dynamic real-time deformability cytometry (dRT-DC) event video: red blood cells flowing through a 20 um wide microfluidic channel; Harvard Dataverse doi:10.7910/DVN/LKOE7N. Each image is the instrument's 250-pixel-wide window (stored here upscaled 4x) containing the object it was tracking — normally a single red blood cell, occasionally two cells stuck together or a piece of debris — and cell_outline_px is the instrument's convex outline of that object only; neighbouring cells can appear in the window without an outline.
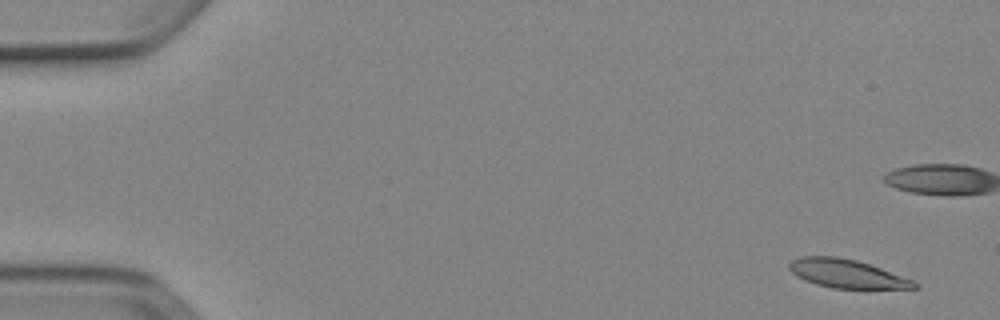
{"species": "Egyptian fruit bat (a non-hibernating species)", "species_latin": "Rousettus aegyptiacus", "temperature_condition": "cold", "stored_images_in_passage": 54, "camera_frame_rate_fps": 3000, "um_per_image_px": 0.085, "animal": {"sex": "female"}, "frame": {"image": 1, "passage_image": 3, "time_ms": 0.667, "image_size_px": [1000, 320], "cell_outline_px": [[920, 288], [832, 288], [816, 284], [804, 280], [792, 272], [788, 268], [788, 264], [792, 260], [800, 256], [836, 256], [856, 260], [916, 280], [920, 284]], "centroid_in_image_um": [72.0, 23.26], "position_along_channel_um": 13.0, "area_um2": 20.81}}
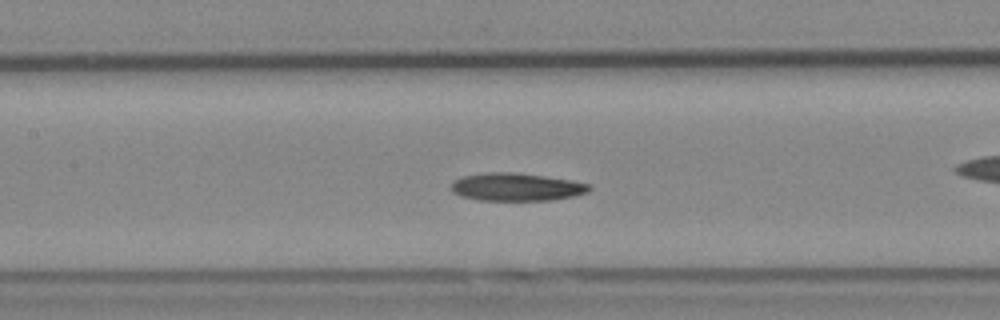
{"frame": {"image": 2, "passage_image": 25, "time_ms": 8.0, "image_size_px": [1000, 320], "cell_outline_px": [[592, 188], [588, 192], [572, 196], [552, 200], [480, 200], [460, 196], [452, 192], [448, 188], [452, 180], [460, 176], [488, 172], [512, 172], [544, 176], [572, 180], [592, 184]], "centroid_in_image_um": [43.84, 15.88], "position_along_channel_um": 163.6, "area_um2": 22.72}}
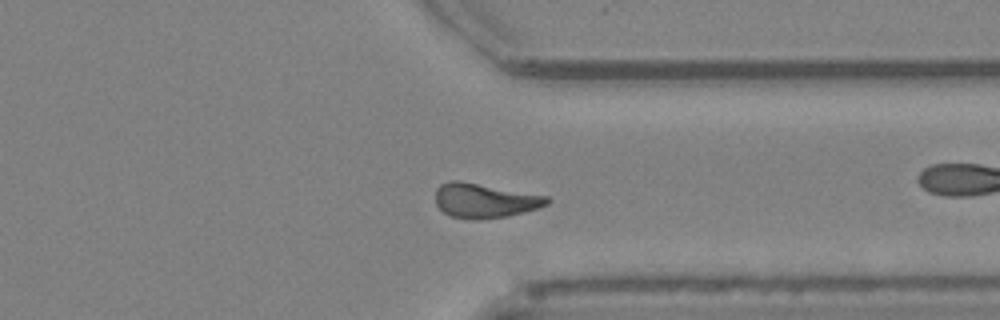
{"frame": {"image": 3, "passage_image": 41, "time_ms": 13.333, "image_size_px": [1000, 320], "cell_outline_px": [[552, 200], [548, 204], [524, 212], [508, 216], [448, 216], [436, 204], [436, 188], [440, 184], [448, 180], [460, 180], [548, 196]], "centroid_in_image_um": [41.21, 16.98], "position_along_channel_um": 370.2, "area_um2": 21.73}, "authors_computed_cell_mechanics": {"area_um2": 21.675, "velocity_mm_per_s": 3.8791, "shape_relaxation_time_tau1_ms": 10.5345, "shape_relaxation_time_tau2_ms": 7.7953, "deformation_change_tau1": 0.2154, "deformation_change_tau2": 0.1678}}